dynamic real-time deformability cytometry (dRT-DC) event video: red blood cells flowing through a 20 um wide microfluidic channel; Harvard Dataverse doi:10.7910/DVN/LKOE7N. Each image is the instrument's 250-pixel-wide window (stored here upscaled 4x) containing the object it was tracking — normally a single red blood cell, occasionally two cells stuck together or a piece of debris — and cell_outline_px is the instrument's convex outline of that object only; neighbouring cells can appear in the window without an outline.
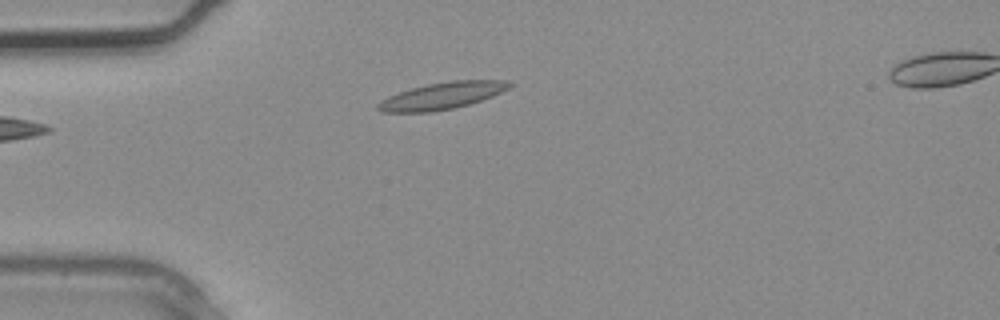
{"species": "common noctule bat (a hibernating species)", "species_latin": "Nyctalus noctula", "temperature_condition": "warm", "stored_images_in_passage": 3, "camera_frame_rate_fps": 3000, "um_per_image_px": 0.085, "animal": {"sex": "male", "body_mass_g": 20.4}, "frame": {"image": 1, "passage_image": 2, "time_ms": 0.333, "image_size_px": [1000, 320], "cell_outline_px": [[516, 84], [492, 96], [456, 108], [432, 112], [380, 112], [376, 108], [376, 104], [380, 100], [388, 96], [412, 88], [428, 84], [452, 80], [504, 80]], "centroid_in_image_um": [37.55, 8.14], "position_along_channel_um": 47.5, "area_um2": 20.58}}